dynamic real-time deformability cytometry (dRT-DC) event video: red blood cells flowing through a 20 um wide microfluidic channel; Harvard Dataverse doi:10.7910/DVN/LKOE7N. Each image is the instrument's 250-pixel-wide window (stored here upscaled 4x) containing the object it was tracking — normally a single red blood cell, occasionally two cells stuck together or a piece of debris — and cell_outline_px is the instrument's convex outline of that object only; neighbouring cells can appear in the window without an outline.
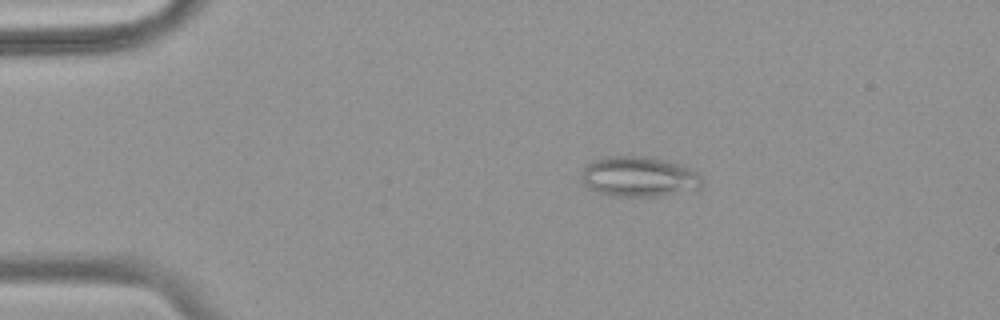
{"species": "common noctule bat (a hibernating species)", "species_latin": "Nyctalus noctula", "temperature_condition": "warm", "stored_images_in_passage": 48, "camera_frame_rate_fps": 3000, "um_per_image_px": 0.085, "animal": {"sex": "female", "body_mass_g": 18.4}, "frame": {"image": 1, "passage_image": 4, "time_ms": 1.0, "image_size_px": [1000, 320], "cell_outline_px": [[704, 184], [696, 192], [656, 196], [612, 196], [596, 192], [588, 188], [584, 184], [584, 168], [592, 160], [604, 156], [648, 156], [668, 160], [692, 168], [704, 180]], "centroid_in_image_um": [54.41, 15.02], "position_along_channel_um": 30.6, "area_um2": 28.9}}
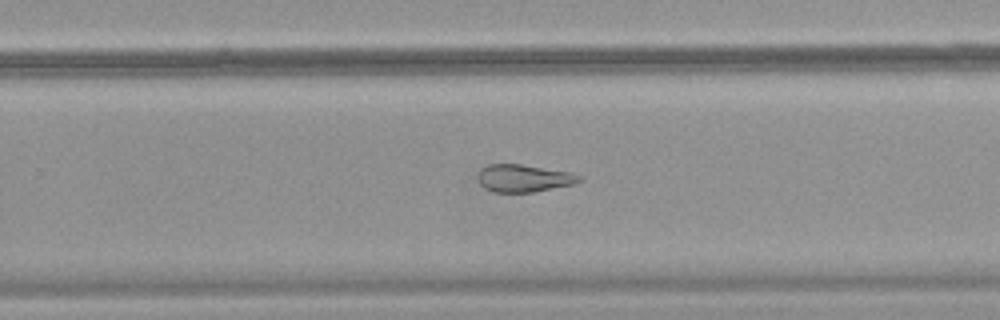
{"frame": {"image": 2, "passage_image": 29, "time_ms": 9.333, "image_size_px": [1000, 320], "cell_outline_px": [[584, 180], [572, 184], [532, 192], [492, 192], [484, 188], [476, 180], [476, 176], [480, 168], [488, 164], [520, 164], [572, 172], [584, 176]], "centroid_in_image_um": [44.49, 15.14], "position_along_channel_um": 285.3, "area_um2": 16.53}}
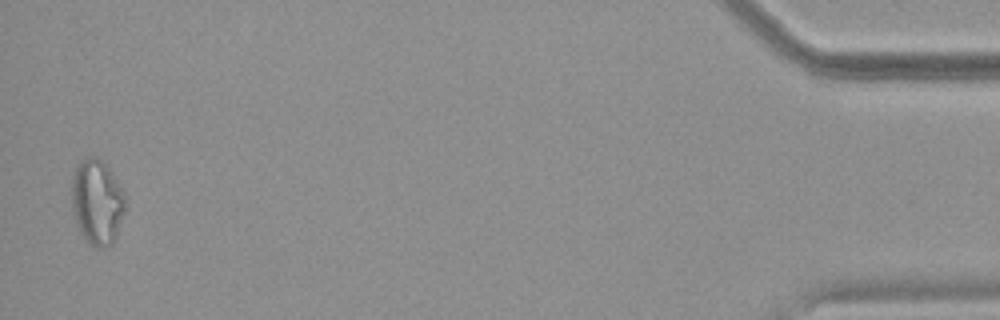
{"frame": {"image": 3, "passage_image": 47, "time_ms": 15.333, "image_size_px": [1000, 320], "cell_outline_px": [[128, 200], [116, 236], [112, 244], [104, 248], [96, 248], [80, 232], [76, 224], [72, 204], [72, 176], [76, 164], [84, 156], [96, 156], [104, 160], [124, 192]], "centroid_in_image_um": [8.26, 17.11], "position_along_channel_um": 426.9, "area_um2": 26.99}, "authors_computed_cell_mechanics": {"area_um2": 21.675, "velocity_mm_per_s": 3.7459, "shape_relaxation_time_tau1_ms": null, "shape_relaxation_time_tau2_ms": 5.9887, "deformation_change_tau1": null, "deformation_change_tau2": 0.1669}}